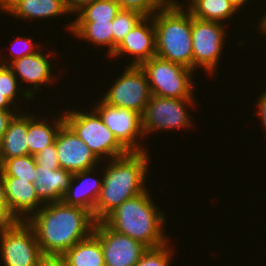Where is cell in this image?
<instances>
[{"label": "cell", "instance_id": "cell-1", "mask_svg": "<svg viewBox=\"0 0 266 266\" xmlns=\"http://www.w3.org/2000/svg\"><path fill=\"white\" fill-rule=\"evenodd\" d=\"M26 222L32 227L44 255H63L90 236L96 224L90 211L63 201L44 204Z\"/></svg>", "mask_w": 266, "mask_h": 266}, {"label": "cell", "instance_id": "cell-2", "mask_svg": "<svg viewBox=\"0 0 266 266\" xmlns=\"http://www.w3.org/2000/svg\"><path fill=\"white\" fill-rule=\"evenodd\" d=\"M149 155L146 150L109 159L103 170L102 187L93 213L96 222L103 221L127 199L148 190L145 185Z\"/></svg>", "mask_w": 266, "mask_h": 266}, {"label": "cell", "instance_id": "cell-3", "mask_svg": "<svg viewBox=\"0 0 266 266\" xmlns=\"http://www.w3.org/2000/svg\"><path fill=\"white\" fill-rule=\"evenodd\" d=\"M148 192L146 190L127 199L103 222L117 233L127 235L147 248H156L169 242L163 227L167 218Z\"/></svg>", "mask_w": 266, "mask_h": 266}, {"label": "cell", "instance_id": "cell-4", "mask_svg": "<svg viewBox=\"0 0 266 266\" xmlns=\"http://www.w3.org/2000/svg\"><path fill=\"white\" fill-rule=\"evenodd\" d=\"M164 1L152 15L156 56L193 70L192 15L179 1Z\"/></svg>", "mask_w": 266, "mask_h": 266}, {"label": "cell", "instance_id": "cell-5", "mask_svg": "<svg viewBox=\"0 0 266 266\" xmlns=\"http://www.w3.org/2000/svg\"><path fill=\"white\" fill-rule=\"evenodd\" d=\"M92 109L90 113L67 110L63 112L64 122L87 144L100 161L106 157L114 159L128 154L129 151L104 124L99 113Z\"/></svg>", "mask_w": 266, "mask_h": 266}, {"label": "cell", "instance_id": "cell-6", "mask_svg": "<svg viewBox=\"0 0 266 266\" xmlns=\"http://www.w3.org/2000/svg\"><path fill=\"white\" fill-rule=\"evenodd\" d=\"M140 67L146 74L151 95L175 99L195 97L193 70L158 56L145 61Z\"/></svg>", "mask_w": 266, "mask_h": 266}, {"label": "cell", "instance_id": "cell-7", "mask_svg": "<svg viewBox=\"0 0 266 266\" xmlns=\"http://www.w3.org/2000/svg\"><path fill=\"white\" fill-rule=\"evenodd\" d=\"M0 254L5 266H37L44 256L32 227L24 220L0 227Z\"/></svg>", "mask_w": 266, "mask_h": 266}, {"label": "cell", "instance_id": "cell-8", "mask_svg": "<svg viewBox=\"0 0 266 266\" xmlns=\"http://www.w3.org/2000/svg\"><path fill=\"white\" fill-rule=\"evenodd\" d=\"M194 99L164 98L151 95L141 116L144 137L159 130L184 129L193 126L186 106H195Z\"/></svg>", "mask_w": 266, "mask_h": 266}, {"label": "cell", "instance_id": "cell-9", "mask_svg": "<svg viewBox=\"0 0 266 266\" xmlns=\"http://www.w3.org/2000/svg\"><path fill=\"white\" fill-rule=\"evenodd\" d=\"M101 99L106 104L142 114L151 97L146 74L140 66L126 65L122 75Z\"/></svg>", "mask_w": 266, "mask_h": 266}, {"label": "cell", "instance_id": "cell-10", "mask_svg": "<svg viewBox=\"0 0 266 266\" xmlns=\"http://www.w3.org/2000/svg\"><path fill=\"white\" fill-rule=\"evenodd\" d=\"M223 25L220 22L205 21L192 16L193 71L202 67L210 76L217 71V64L227 38V30Z\"/></svg>", "mask_w": 266, "mask_h": 266}, {"label": "cell", "instance_id": "cell-11", "mask_svg": "<svg viewBox=\"0 0 266 266\" xmlns=\"http://www.w3.org/2000/svg\"><path fill=\"white\" fill-rule=\"evenodd\" d=\"M101 116L104 124L129 152L146 151V146L138 140L144 136L141 115L135 111L110 106L100 99L93 107ZM140 141V142H139ZM142 145V146H141Z\"/></svg>", "mask_w": 266, "mask_h": 266}, {"label": "cell", "instance_id": "cell-12", "mask_svg": "<svg viewBox=\"0 0 266 266\" xmlns=\"http://www.w3.org/2000/svg\"><path fill=\"white\" fill-rule=\"evenodd\" d=\"M93 233L102 246L105 266H135L148 249L127 235L112 230L103 221L96 222Z\"/></svg>", "mask_w": 266, "mask_h": 266}, {"label": "cell", "instance_id": "cell-13", "mask_svg": "<svg viewBox=\"0 0 266 266\" xmlns=\"http://www.w3.org/2000/svg\"><path fill=\"white\" fill-rule=\"evenodd\" d=\"M54 142L60 168L77 173L100 166L101 161L65 122Z\"/></svg>", "mask_w": 266, "mask_h": 266}, {"label": "cell", "instance_id": "cell-14", "mask_svg": "<svg viewBox=\"0 0 266 266\" xmlns=\"http://www.w3.org/2000/svg\"><path fill=\"white\" fill-rule=\"evenodd\" d=\"M126 53L133 56V61L128 66H140L156 56L155 27L152 16H145L136 24L110 57L115 59V57H122Z\"/></svg>", "mask_w": 266, "mask_h": 266}, {"label": "cell", "instance_id": "cell-15", "mask_svg": "<svg viewBox=\"0 0 266 266\" xmlns=\"http://www.w3.org/2000/svg\"><path fill=\"white\" fill-rule=\"evenodd\" d=\"M1 179L8 205V215L14 221H26L43 206L44 203L35 192L34 183L10 176H1Z\"/></svg>", "mask_w": 266, "mask_h": 266}, {"label": "cell", "instance_id": "cell-16", "mask_svg": "<svg viewBox=\"0 0 266 266\" xmlns=\"http://www.w3.org/2000/svg\"><path fill=\"white\" fill-rule=\"evenodd\" d=\"M41 51L42 48L37 53L24 56L8 65L17 79L19 78V81L21 80L23 83L26 81L27 83L32 84V87L29 89H26L25 86V92L31 100H33L35 97L34 95H36L34 94L36 93L35 91L37 89L40 90L39 87L43 86V84L50 85L51 82L53 83V80H56L53 77L54 74L52 73L53 69H51V61L48 59L51 54L49 53V55H45Z\"/></svg>", "mask_w": 266, "mask_h": 266}, {"label": "cell", "instance_id": "cell-17", "mask_svg": "<svg viewBox=\"0 0 266 266\" xmlns=\"http://www.w3.org/2000/svg\"><path fill=\"white\" fill-rule=\"evenodd\" d=\"M94 170L95 168H92L73 173L70 186L62 199L65 204L78 206L94 213L103 182V179L90 176L95 172Z\"/></svg>", "mask_w": 266, "mask_h": 266}, {"label": "cell", "instance_id": "cell-18", "mask_svg": "<svg viewBox=\"0 0 266 266\" xmlns=\"http://www.w3.org/2000/svg\"><path fill=\"white\" fill-rule=\"evenodd\" d=\"M35 176V192L38 198L44 203L62 201L70 186L73 173L66 169L43 168L37 166Z\"/></svg>", "mask_w": 266, "mask_h": 266}, {"label": "cell", "instance_id": "cell-19", "mask_svg": "<svg viewBox=\"0 0 266 266\" xmlns=\"http://www.w3.org/2000/svg\"><path fill=\"white\" fill-rule=\"evenodd\" d=\"M5 12L21 20H37L69 14L65 0H8Z\"/></svg>", "mask_w": 266, "mask_h": 266}, {"label": "cell", "instance_id": "cell-20", "mask_svg": "<svg viewBox=\"0 0 266 266\" xmlns=\"http://www.w3.org/2000/svg\"><path fill=\"white\" fill-rule=\"evenodd\" d=\"M27 114H16L9 122L8 128L0 142V164L9 158L29 154L27 144Z\"/></svg>", "mask_w": 266, "mask_h": 266}, {"label": "cell", "instance_id": "cell-21", "mask_svg": "<svg viewBox=\"0 0 266 266\" xmlns=\"http://www.w3.org/2000/svg\"><path fill=\"white\" fill-rule=\"evenodd\" d=\"M52 125L43 119L33 116L32 113L27 115V144L29 147V154L36 155L45 147L54 143L57 132L64 123L63 112L61 117H57Z\"/></svg>", "mask_w": 266, "mask_h": 266}, {"label": "cell", "instance_id": "cell-22", "mask_svg": "<svg viewBox=\"0 0 266 266\" xmlns=\"http://www.w3.org/2000/svg\"><path fill=\"white\" fill-rule=\"evenodd\" d=\"M68 266H105L99 238L92 233L62 255Z\"/></svg>", "mask_w": 266, "mask_h": 266}, {"label": "cell", "instance_id": "cell-23", "mask_svg": "<svg viewBox=\"0 0 266 266\" xmlns=\"http://www.w3.org/2000/svg\"><path fill=\"white\" fill-rule=\"evenodd\" d=\"M66 29L74 35L81 38L80 40H88L96 46L108 47V55L113 54V34L112 21L108 22H71ZM83 38V39H82Z\"/></svg>", "mask_w": 266, "mask_h": 266}, {"label": "cell", "instance_id": "cell-24", "mask_svg": "<svg viewBox=\"0 0 266 266\" xmlns=\"http://www.w3.org/2000/svg\"><path fill=\"white\" fill-rule=\"evenodd\" d=\"M186 9L195 18L205 21H229L238 13L236 7L229 0H194Z\"/></svg>", "mask_w": 266, "mask_h": 266}, {"label": "cell", "instance_id": "cell-25", "mask_svg": "<svg viewBox=\"0 0 266 266\" xmlns=\"http://www.w3.org/2000/svg\"><path fill=\"white\" fill-rule=\"evenodd\" d=\"M120 10V4L116 0H97L81 9L73 22L113 21Z\"/></svg>", "mask_w": 266, "mask_h": 266}, {"label": "cell", "instance_id": "cell-26", "mask_svg": "<svg viewBox=\"0 0 266 266\" xmlns=\"http://www.w3.org/2000/svg\"><path fill=\"white\" fill-rule=\"evenodd\" d=\"M37 164L33 155H24L5 159L0 164V175L17 177L34 183L37 173Z\"/></svg>", "mask_w": 266, "mask_h": 266}, {"label": "cell", "instance_id": "cell-27", "mask_svg": "<svg viewBox=\"0 0 266 266\" xmlns=\"http://www.w3.org/2000/svg\"><path fill=\"white\" fill-rule=\"evenodd\" d=\"M145 16L134 10H120L112 21L113 53L123 38L138 24Z\"/></svg>", "mask_w": 266, "mask_h": 266}, {"label": "cell", "instance_id": "cell-28", "mask_svg": "<svg viewBox=\"0 0 266 266\" xmlns=\"http://www.w3.org/2000/svg\"><path fill=\"white\" fill-rule=\"evenodd\" d=\"M20 86L12 70L7 65L0 64V93L7 97L14 105H16V101H18L16 97L20 94H22L26 100L31 99L24 88L21 89Z\"/></svg>", "mask_w": 266, "mask_h": 266}, {"label": "cell", "instance_id": "cell-29", "mask_svg": "<svg viewBox=\"0 0 266 266\" xmlns=\"http://www.w3.org/2000/svg\"><path fill=\"white\" fill-rule=\"evenodd\" d=\"M169 242L156 248H148L135 266H169L173 251L168 246Z\"/></svg>", "mask_w": 266, "mask_h": 266}, {"label": "cell", "instance_id": "cell-30", "mask_svg": "<svg viewBox=\"0 0 266 266\" xmlns=\"http://www.w3.org/2000/svg\"><path fill=\"white\" fill-rule=\"evenodd\" d=\"M122 10H134L144 16H152L165 5L164 0H116Z\"/></svg>", "mask_w": 266, "mask_h": 266}, {"label": "cell", "instance_id": "cell-31", "mask_svg": "<svg viewBox=\"0 0 266 266\" xmlns=\"http://www.w3.org/2000/svg\"><path fill=\"white\" fill-rule=\"evenodd\" d=\"M12 42H14V43H12V47H11L12 55H10L11 58L9 57V59H11V60H9V62H8V59H7V62L5 61V62L1 63L2 65L8 66L11 62H14L18 59H21L24 56H28V55H32L34 53H37L42 48V46L39 47V45H36L35 42H33L31 38H26L24 36L23 37L17 36L15 38V40ZM17 45H18V47L16 48Z\"/></svg>", "mask_w": 266, "mask_h": 266}, {"label": "cell", "instance_id": "cell-32", "mask_svg": "<svg viewBox=\"0 0 266 266\" xmlns=\"http://www.w3.org/2000/svg\"><path fill=\"white\" fill-rule=\"evenodd\" d=\"M34 159L37 166L53 168L54 170L60 168L55 142L34 155Z\"/></svg>", "mask_w": 266, "mask_h": 266}, {"label": "cell", "instance_id": "cell-33", "mask_svg": "<svg viewBox=\"0 0 266 266\" xmlns=\"http://www.w3.org/2000/svg\"><path fill=\"white\" fill-rule=\"evenodd\" d=\"M13 221L14 220L8 215V205L5 198L4 185L0 175V227Z\"/></svg>", "mask_w": 266, "mask_h": 266}, {"label": "cell", "instance_id": "cell-34", "mask_svg": "<svg viewBox=\"0 0 266 266\" xmlns=\"http://www.w3.org/2000/svg\"><path fill=\"white\" fill-rule=\"evenodd\" d=\"M37 266H68L62 255H44Z\"/></svg>", "mask_w": 266, "mask_h": 266}, {"label": "cell", "instance_id": "cell-35", "mask_svg": "<svg viewBox=\"0 0 266 266\" xmlns=\"http://www.w3.org/2000/svg\"><path fill=\"white\" fill-rule=\"evenodd\" d=\"M17 113L18 112H15V110H0V142L8 128L9 122Z\"/></svg>", "mask_w": 266, "mask_h": 266}, {"label": "cell", "instance_id": "cell-36", "mask_svg": "<svg viewBox=\"0 0 266 266\" xmlns=\"http://www.w3.org/2000/svg\"><path fill=\"white\" fill-rule=\"evenodd\" d=\"M95 1L97 0H65V3L70 14H77L86 5L92 4Z\"/></svg>", "mask_w": 266, "mask_h": 266}, {"label": "cell", "instance_id": "cell-37", "mask_svg": "<svg viewBox=\"0 0 266 266\" xmlns=\"http://www.w3.org/2000/svg\"><path fill=\"white\" fill-rule=\"evenodd\" d=\"M257 98V109L259 110L256 111V114L258 115V117L260 116L261 122L266 129V89L265 92H262V94Z\"/></svg>", "mask_w": 266, "mask_h": 266}, {"label": "cell", "instance_id": "cell-38", "mask_svg": "<svg viewBox=\"0 0 266 266\" xmlns=\"http://www.w3.org/2000/svg\"><path fill=\"white\" fill-rule=\"evenodd\" d=\"M12 105L14 104L2 93H0V110H13L11 107Z\"/></svg>", "mask_w": 266, "mask_h": 266}, {"label": "cell", "instance_id": "cell-39", "mask_svg": "<svg viewBox=\"0 0 266 266\" xmlns=\"http://www.w3.org/2000/svg\"><path fill=\"white\" fill-rule=\"evenodd\" d=\"M258 25H260L258 27V29L261 31V34L264 33L266 35V14H264V16H262V19L260 18V22Z\"/></svg>", "mask_w": 266, "mask_h": 266}, {"label": "cell", "instance_id": "cell-40", "mask_svg": "<svg viewBox=\"0 0 266 266\" xmlns=\"http://www.w3.org/2000/svg\"><path fill=\"white\" fill-rule=\"evenodd\" d=\"M235 7L236 9L239 11L241 9V7L245 6L249 1V0H229ZM245 4V5H244Z\"/></svg>", "mask_w": 266, "mask_h": 266}, {"label": "cell", "instance_id": "cell-41", "mask_svg": "<svg viewBox=\"0 0 266 266\" xmlns=\"http://www.w3.org/2000/svg\"><path fill=\"white\" fill-rule=\"evenodd\" d=\"M8 0H0V10L5 12Z\"/></svg>", "mask_w": 266, "mask_h": 266}]
</instances>
